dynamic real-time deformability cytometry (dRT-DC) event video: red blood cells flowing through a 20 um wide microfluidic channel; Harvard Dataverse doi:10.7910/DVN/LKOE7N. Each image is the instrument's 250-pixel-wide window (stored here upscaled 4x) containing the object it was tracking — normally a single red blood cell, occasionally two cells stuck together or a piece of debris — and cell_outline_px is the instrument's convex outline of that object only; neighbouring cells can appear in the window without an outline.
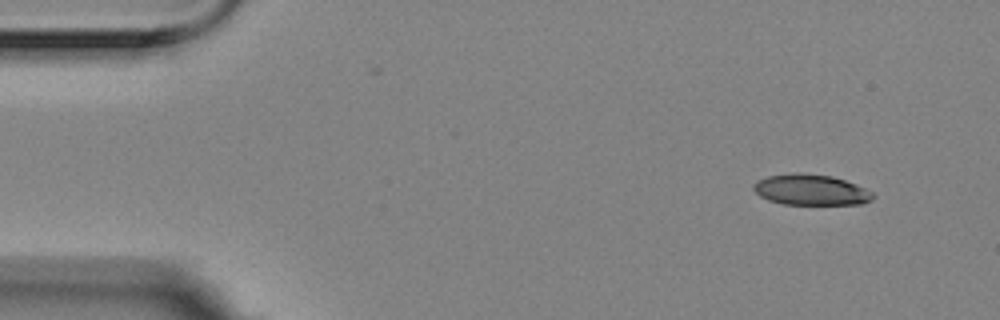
{"species": "Egyptian fruit bat (a non-hibernating species)", "species_latin": "Rousettus aegyptiacus", "temperature_condition": "room temperature", "stored_images_in_passage": 4, "camera_frame_rate_fps": 3000, "um_per_image_px": 0.085, "animal": {"sex": "female"}, "frame": {"image": 1, "passage_image": 1, "time_ms": 0.0, "image_size_px": [1000, 320], "cell_outline_px": [[876, 196], [872, 200], [860, 204], [784, 204], [768, 200], [760, 196], [752, 188], [752, 184], [756, 180], [768, 176], [796, 172], [800, 172], [832, 176], [856, 184], [872, 192]], "centroid_in_image_um": [68.9, 16.13], "position_along_channel_um": 16.1, "area_um2": 21.5}}
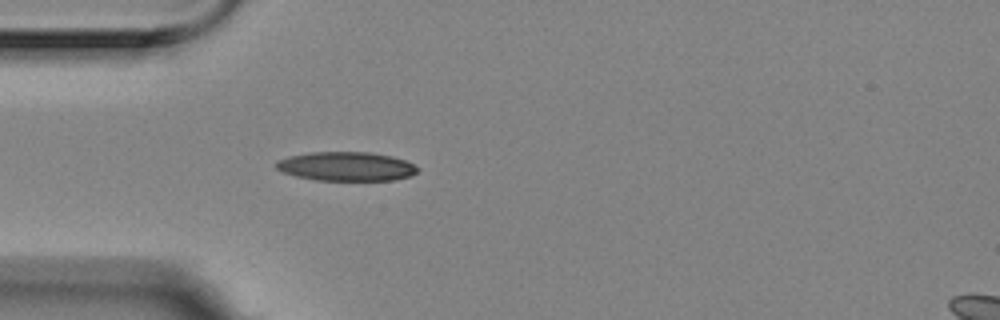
{"frame": {"image": 2, "passage_image": 4, "time_ms": 1.0, "image_size_px": [1000, 320], "cell_outline_px": [[420, 168], [412, 176], [392, 180], [316, 180], [296, 176], [284, 172], [276, 168], [276, 160], [288, 156], [308, 152], [368, 152], [392, 156], [404, 160]], "centroid_in_image_um": [29.42, 14.14], "position_along_channel_um": 55.6, "area_um2": 23.93}}